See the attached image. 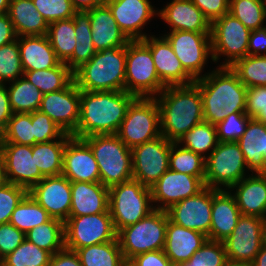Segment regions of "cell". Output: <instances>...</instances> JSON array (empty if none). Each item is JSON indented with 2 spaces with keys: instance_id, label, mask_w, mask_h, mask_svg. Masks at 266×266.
Wrapping results in <instances>:
<instances>
[{
  "instance_id": "6da1fadb",
  "label": "cell",
  "mask_w": 266,
  "mask_h": 266,
  "mask_svg": "<svg viewBox=\"0 0 266 266\" xmlns=\"http://www.w3.org/2000/svg\"><path fill=\"white\" fill-rule=\"evenodd\" d=\"M136 97L123 91L80 90V118L76 138L117 134L127 109Z\"/></svg>"
},
{
  "instance_id": "7a4b0ae2",
  "label": "cell",
  "mask_w": 266,
  "mask_h": 266,
  "mask_svg": "<svg viewBox=\"0 0 266 266\" xmlns=\"http://www.w3.org/2000/svg\"><path fill=\"white\" fill-rule=\"evenodd\" d=\"M194 83L202 97L204 121L217 125L231 113L246 112L247 87L230 67L220 66Z\"/></svg>"
},
{
  "instance_id": "3957f363",
  "label": "cell",
  "mask_w": 266,
  "mask_h": 266,
  "mask_svg": "<svg viewBox=\"0 0 266 266\" xmlns=\"http://www.w3.org/2000/svg\"><path fill=\"white\" fill-rule=\"evenodd\" d=\"M155 99L160 109L161 135L170 142H178L204 121L202 97L195 83L166 86Z\"/></svg>"
},
{
  "instance_id": "277c9868",
  "label": "cell",
  "mask_w": 266,
  "mask_h": 266,
  "mask_svg": "<svg viewBox=\"0 0 266 266\" xmlns=\"http://www.w3.org/2000/svg\"><path fill=\"white\" fill-rule=\"evenodd\" d=\"M126 46L97 51L78 68L74 81L84 91L125 90Z\"/></svg>"
},
{
  "instance_id": "5b68a950",
  "label": "cell",
  "mask_w": 266,
  "mask_h": 266,
  "mask_svg": "<svg viewBox=\"0 0 266 266\" xmlns=\"http://www.w3.org/2000/svg\"><path fill=\"white\" fill-rule=\"evenodd\" d=\"M97 161L100 183L108 188L133 179L132 152L117 134L83 138Z\"/></svg>"
},
{
  "instance_id": "8992f818",
  "label": "cell",
  "mask_w": 266,
  "mask_h": 266,
  "mask_svg": "<svg viewBox=\"0 0 266 266\" xmlns=\"http://www.w3.org/2000/svg\"><path fill=\"white\" fill-rule=\"evenodd\" d=\"M154 210L151 189L135 179L109 188V211L116 232L137 223Z\"/></svg>"
},
{
  "instance_id": "52a82bcc",
  "label": "cell",
  "mask_w": 266,
  "mask_h": 266,
  "mask_svg": "<svg viewBox=\"0 0 266 266\" xmlns=\"http://www.w3.org/2000/svg\"><path fill=\"white\" fill-rule=\"evenodd\" d=\"M165 87L150 48L142 40H130L126 46L125 91L135 97L155 98Z\"/></svg>"
},
{
  "instance_id": "ba28073f",
  "label": "cell",
  "mask_w": 266,
  "mask_h": 266,
  "mask_svg": "<svg viewBox=\"0 0 266 266\" xmlns=\"http://www.w3.org/2000/svg\"><path fill=\"white\" fill-rule=\"evenodd\" d=\"M166 210H154L137 223L117 232V239L125 261L150 251L163 250L168 224Z\"/></svg>"
},
{
  "instance_id": "9c48e42d",
  "label": "cell",
  "mask_w": 266,
  "mask_h": 266,
  "mask_svg": "<svg viewBox=\"0 0 266 266\" xmlns=\"http://www.w3.org/2000/svg\"><path fill=\"white\" fill-rule=\"evenodd\" d=\"M130 149L161 136L160 109L155 98L136 97L117 132Z\"/></svg>"
},
{
  "instance_id": "30bf717a",
  "label": "cell",
  "mask_w": 266,
  "mask_h": 266,
  "mask_svg": "<svg viewBox=\"0 0 266 266\" xmlns=\"http://www.w3.org/2000/svg\"><path fill=\"white\" fill-rule=\"evenodd\" d=\"M205 161V187L229 190L246 177L248 167L237 142H219Z\"/></svg>"
},
{
  "instance_id": "8fae6325",
  "label": "cell",
  "mask_w": 266,
  "mask_h": 266,
  "mask_svg": "<svg viewBox=\"0 0 266 266\" xmlns=\"http://www.w3.org/2000/svg\"><path fill=\"white\" fill-rule=\"evenodd\" d=\"M250 30L229 12L211 23V47L213 62L221 55L225 62L221 67H231L248 55Z\"/></svg>"
},
{
  "instance_id": "7c38bea8",
  "label": "cell",
  "mask_w": 266,
  "mask_h": 266,
  "mask_svg": "<svg viewBox=\"0 0 266 266\" xmlns=\"http://www.w3.org/2000/svg\"><path fill=\"white\" fill-rule=\"evenodd\" d=\"M65 248H79L114 241L117 232L108 210L105 213L69 217L64 222Z\"/></svg>"
},
{
  "instance_id": "4fadbf2b",
  "label": "cell",
  "mask_w": 266,
  "mask_h": 266,
  "mask_svg": "<svg viewBox=\"0 0 266 266\" xmlns=\"http://www.w3.org/2000/svg\"><path fill=\"white\" fill-rule=\"evenodd\" d=\"M171 143L164 136L131 149L133 179L151 188L169 169Z\"/></svg>"
},
{
  "instance_id": "5bb4252c",
  "label": "cell",
  "mask_w": 266,
  "mask_h": 266,
  "mask_svg": "<svg viewBox=\"0 0 266 266\" xmlns=\"http://www.w3.org/2000/svg\"><path fill=\"white\" fill-rule=\"evenodd\" d=\"M211 32L171 31L163 37L169 42L183 68L196 80L201 78L212 55Z\"/></svg>"
},
{
  "instance_id": "9a60e30c",
  "label": "cell",
  "mask_w": 266,
  "mask_h": 266,
  "mask_svg": "<svg viewBox=\"0 0 266 266\" xmlns=\"http://www.w3.org/2000/svg\"><path fill=\"white\" fill-rule=\"evenodd\" d=\"M213 188L205 187L197 195L170 206L166 213L171 222L199 231L210 240Z\"/></svg>"
},
{
  "instance_id": "2e32d148",
  "label": "cell",
  "mask_w": 266,
  "mask_h": 266,
  "mask_svg": "<svg viewBox=\"0 0 266 266\" xmlns=\"http://www.w3.org/2000/svg\"><path fill=\"white\" fill-rule=\"evenodd\" d=\"M39 111L47 114L64 133L72 135L80 118V89L75 81L64 89L44 94Z\"/></svg>"
},
{
  "instance_id": "e0dca14e",
  "label": "cell",
  "mask_w": 266,
  "mask_h": 266,
  "mask_svg": "<svg viewBox=\"0 0 266 266\" xmlns=\"http://www.w3.org/2000/svg\"><path fill=\"white\" fill-rule=\"evenodd\" d=\"M0 152L4 160L7 182L29 191L44 178L35 165L32 146L0 142Z\"/></svg>"
},
{
  "instance_id": "ac0fdd59",
  "label": "cell",
  "mask_w": 266,
  "mask_h": 266,
  "mask_svg": "<svg viewBox=\"0 0 266 266\" xmlns=\"http://www.w3.org/2000/svg\"><path fill=\"white\" fill-rule=\"evenodd\" d=\"M205 177H196L168 169L150 188L156 210H167L173 204L197 195L205 188Z\"/></svg>"
},
{
  "instance_id": "d6986e66",
  "label": "cell",
  "mask_w": 266,
  "mask_h": 266,
  "mask_svg": "<svg viewBox=\"0 0 266 266\" xmlns=\"http://www.w3.org/2000/svg\"><path fill=\"white\" fill-rule=\"evenodd\" d=\"M262 218L241 215L232 233L223 241L227 260L252 263L262 247Z\"/></svg>"
},
{
  "instance_id": "ffe728a7",
  "label": "cell",
  "mask_w": 266,
  "mask_h": 266,
  "mask_svg": "<svg viewBox=\"0 0 266 266\" xmlns=\"http://www.w3.org/2000/svg\"><path fill=\"white\" fill-rule=\"evenodd\" d=\"M49 216L65 222L71 210V182L63 175L44 177L28 191Z\"/></svg>"
},
{
  "instance_id": "44dd1931",
  "label": "cell",
  "mask_w": 266,
  "mask_h": 266,
  "mask_svg": "<svg viewBox=\"0 0 266 266\" xmlns=\"http://www.w3.org/2000/svg\"><path fill=\"white\" fill-rule=\"evenodd\" d=\"M62 175L70 182H100L98 164L90 146L71 136L63 151Z\"/></svg>"
},
{
  "instance_id": "7402d4cb",
  "label": "cell",
  "mask_w": 266,
  "mask_h": 266,
  "mask_svg": "<svg viewBox=\"0 0 266 266\" xmlns=\"http://www.w3.org/2000/svg\"><path fill=\"white\" fill-rule=\"evenodd\" d=\"M105 4L129 40L145 39L147 35L142 32L144 25L158 14L149 0H106Z\"/></svg>"
},
{
  "instance_id": "603a6c76",
  "label": "cell",
  "mask_w": 266,
  "mask_h": 266,
  "mask_svg": "<svg viewBox=\"0 0 266 266\" xmlns=\"http://www.w3.org/2000/svg\"><path fill=\"white\" fill-rule=\"evenodd\" d=\"M142 41L150 48L157 75L165 86L189 85L195 82L163 36H147Z\"/></svg>"
},
{
  "instance_id": "cb8c5ba5",
  "label": "cell",
  "mask_w": 266,
  "mask_h": 266,
  "mask_svg": "<svg viewBox=\"0 0 266 266\" xmlns=\"http://www.w3.org/2000/svg\"><path fill=\"white\" fill-rule=\"evenodd\" d=\"M208 240L205 234L187 229L168 219L164 253L172 264L187 262Z\"/></svg>"
},
{
  "instance_id": "d4e9b609",
  "label": "cell",
  "mask_w": 266,
  "mask_h": 266,
  "mask_svg": "<svg viewBox=\"0 0 266 266\" xmlns=\"http://www.w3.org/2000/svg\"><path fill=\"white\" fill-rule=\"evenodd\" d=\"M157 15L171 31L211 32V23L191 0H172Z\"/></svg>"
},
{
  "instance_id": "484cf974",
  "label": "cell",
  "mask_w": 266,
  "mask_h": 266,
  "mask_svg": "<svg viewBox=\"0 0 266 266\" xmlns=\"http://www.w3.org/2000/svg\"><path fill=\"white\" fill-rule=\"evenodd\" d=\"M69 217L94 215L109 210V188L100 182H71Z\"/></svg>"
},
{
  "instance_id": "4316f807",
  "label": "cell",
  "mask_w": 266,
  "mask_h": 266,
  "mask_svg": "<svg viewBox=\"0 0 266 266\" xmlns=\"http://www.w3.org/2000/svg\"><path fill=\"white\" fill-rule=\"evenodd\" d=\"M86 12L90 15L91 38L97 51L127 46L130 40L120 30L106 4Z\"/></svg>"
},
{
  "instance_id": "83f0119b",
  "label": "cell",
  "mask_w": 266,
  "mask_h": 266,
  "mask_svg": "<svg viewBox=\"0 0 266 266\" xmlns=\"http://www.w3.org/2000/svg\"><path fill=\"white\" fill-rule=\"evenodd\" d=\"M236 189L232 193L241 215L266 216V173L247 175L229 190Z\"/></svg>"
},
{
  "instance_id": "f1b7e54d",
  "label": "cell",
  "mask_w": 266,
  "mask_h": 266,
  "mask_svg": "<svg viewBox=\"0 0 266 266\" xmlns=\"http://www.w3.org/2000/svg\"><path fill=\"white\" fill-rule=\"evenodd\" d=\"M229 190L213 189L210 240L223 242L237 225L241 212Z\"/></svg>"
},
{
  "instance_id": "f546056e",
  "label": "cell",
  "mask_w": 266,
  "mask_h": 266,
  "mask_svg": "<svg viewBox=\"0 0 266 266\" xmlns=\"http://www.w3.org/2000/svg\"><path fill=\"white\" fill-rule=\"evenodd\" d=\"M23 72L57 67V58L46 35L18 37Z\"/></svg>"
},
{
  "instance_id": "4dcf8cb0",
  "label": "cell",
  "mask_w": 266,
  "mask_h": 266,
  "mask_svg": "<svg viewBox=\"0 0 266 266\" xmlns=\"http://www.w3.org/2000/svg\"><path fill=\"white\" fill-rule=\"evenodd\" d=\"M237 143L248 170L252 174L266 173V124L251 118Z\"/></svg>"
},
{
  "instance_id": "1f68e13d",
  "label": "cell",
  "mask_w": 266,
  "mask_h": 266,
  "mask_svg": "<svg viewBox=\"0 0 266 266\" xmlns=\"http://www.w3.org/2000/svg\"><path fill=\"white\" fill-rule=\"evenodd\" d=\"M7 14L18 37L47 34L49 25L32 0H10Z\"/></svg>"
},
{
  "instance_id": "d6a6232c",
  "label": "cell",
  "mask_w": 266,
  "mask_h": 266,
  "mask_svg": "<svg viewBox=\"0 0 266 266\" xmlns=\"http://www.w3.org/2000/svg\"><path fill=\"white\" fill-rule=\"evenodd\" d=\"M76 45L73 55L65 62L74 73L97 53L91 35L90 15L86 11H77L73 15Z\"/></svg>"
},
{
  "instance_id": "836d02e7",
  "label": "cell",
  "mask_w": 266,
  "mask_h": 266,
  "mask_svg": "<svg viewBox=\"0 0 266 266\" xmlns=\"http://www.w3.org/2000/svg\"><path fill=\"white\" fill-rule=\"evenodd\" d=\"M72 135L64 133L59 139L32 145L35 165L44 177L62 175L63 151Z\"/></svg>"
},
{
  "instance_id": "e575fe53",
  "label": "cell",
  "mask_w": 266,
  "mask_h": 266,
  "mask_svg": "<svg viewBox=\"0 0 266 266\" xmlns=\"http://www.w3.org/2000/svg\"><path fill=\"white\" fill-rule=\"evenodd\" d=\"M82 266H123L124 260L118 239L75 251Z\"/></svg>"
},
{
  "instance_id": "d590c367",
  "label": "cell",
  "mask_w": 266,
  "mask_h": 266,
  "mask_svg": "<svg viewBox=\"0 0 266 266\" xmlns=\"http://www.w3.org/2000/svg\"><path fill=\"white\" fill-rule=\"evenodd\" d=\"M23 76L43 95L64 89L74 80L73 72L63 62L50 69L25 71Z\"/></svg>"
},
{
  "instance_id": "8d00e7d4",
  "label": "cell",
  "mask_w": 266,
  "mask_h": 266,
  "mask_svg": "<svg viewBox=\"0 0 266 266\" xmlns=\"http://www.w3.org/2000/svg\"><path fill=\"white\" fill-rule=\"evenodd\" d=\"M10 83L7 90L14 113H32L39 110L43 94L34 84L24 76Z\"/></svg>"
},
{
  "instance_id": "74e56055",
  "label": "cell",
  "mask_w": 266,
  "mask_h": 266,
  "mask_svg": "<svg viewBox=\"0 0 266 266\" xmlns=\"http://www.w3.org/2000/svg\"><path fill=\"white\" fill-rule=\"evenodd\" d=\"M28 241L52 255L65 248L64 222L51 218L25 234Z\"/></svg>"
},
{
  "instance_id": "f35d334b",
  "label": "cell",
  "mask_w": 266,
  "mask_h": 266,
  "mask_svg": "<svg viewBox=\"0 0 266 266\" xmlns=\"http://www.w3.org/2000/svg\"><path fill=\"white\" fill-rule=\"evenodd\" d=\"M46 36L57 58L65 63L73 55L76 45L73 18L57 20L49 24Z\"/></svg>"
},
{
  "instance_id": "ab89813d",
  "label": "cell",
  "mask_w": 266,
  "mask_h": 266,
  "mask_svg": "<svg viewBox=\"0 0 266 266\" xmlns=\"http://www.w3.org/2000/svg\"><path fill=\"white\" fill-rule=\"evenodd\" d=\"M177 143L184 144L182 147L206 158L205 153H211L219 143L216 125L202 121L193 126Z\"/></svg>"
},
{
  "instance_id": "60d3db41",
  "label": "cell",
  "mask_w": 266,
  "mask_h": 266,
  "mask_svg": "<svg viewBox=\"0 0 266 266\" xmlns=\"http://www.w3.org/2000/svg\"><path fill=\"white\" fill-rule=\"evenodd\" d=\"M50 219L48 212L27 194L13 211L9 223L26 234Z\"/></svg>"
},
{
  "instance_id": "b9f144b4",
  "label": "cell",
  "mask_w": 266,
  "mask_h": 266,
  "mask_svg": "<svg viewBox=\"0 0 266 266\" xmlns=\"http://www.w3.org/2000/svg\"><path fill=\"white\" fill-rule=\"evenodd\" d=\"M205 157L172 142L169 169L196 177H205Z\"/></svg>"
},
{
  "instance_id": "7bdbcfd3",
  "label": "cell",
  "mask_w": 266,
  "mask_h": 266,
  "mask_svg": "<svg viewBox=\"0 0 266 266\" xmlns=\"http://www.w3.org/2000/svg\"><path fill=\"white\" fill-rule=\"evenodd\" d=\"M229 13L250 31L263 28L266 20V0H230Z\"/></svg>"
},
{
  "instance_id": "ee69618b",
  "label": "cell",
  "mask_w": 266,
  "mask_h": 266,
  "mask_svg": "<svg viewBox=\"0 0 266 266\" xmlns=\"http://www.w3.org/2000/svg\"><path fill=\"white\" fill-rule=\"evenodd\" d=\"M52 254L25 239L0 260V266H48Z\"/></svg>"
},
{
  "instance_id": "f6af8a7d",
  "label": "cell",
  "mask_w": 266,
  "mask_h": 266,
  "mask_svg": "<svg viewBox=\"0 0 266 266\" xmlns=\"http://www.w3.org/2000/svg\"><path fill=\"white\" fill-rule=\"evenodd\" d=\"M230 68L247 88L266 86V55H247Z\"/></svg>"
},
{
  "instance_id": "bcb514c9",
  "label": "cell",
  "mask_w": 266,
  "mask_h": 266,
  "mask_svg": "<svg viewBox=\"0 0 266 266\" xmlns=\"http://www.w3.org/2000/svg\"><path fill=\"white\" fill-rule=\"evenodd\" d=\"M0 142L34 145L32 113H14L0 134Z\"/></svg>"
},
{
  "instance_id": "7dc6e473",
  "label": "cell",
  "mask_w": 266,
  "mask_h": 266,
  "mask_svg": "<svg viewBox=\"0 0 266 266\" xmlns=\"http://www.w3.org/2000/svg\"><path fill=\"white\" fill-rule=\"evenodd\" d=\"M19 54L18 37L16 40L0 47V84L13 82L23 76Z\"/></svg>"
},
{
  "instance_id": "c3c4849f",
  "label": "cell",
  "mask_w": 266,
  "mask_h": 266,
  "mask_svg": "<svg viewBox=\"0 0 266 266\" xmlns=\"http://www.w3.org/2000/svg\"><path fill=\"white\" fill-rule=\"evenodd\" d=\"M226 261L223 242L208 239L187 263L191 266H223Z\"/></svg>"
},
{
  "instance_id": "681fc988",
  "label": "cell",
  "mask_w": 266,
  "mask_h": 266,
  "mask_svg": "<svg viewBox=\"0 0 266 266\" xmlns=\"http://www.w3.org/2000/svg\"><path fill=\"white\" fill-rule=\"evenodd\" d=\"M251 117L246 112H235L224 118L217 125L219 142H237L245 132L246 126Z\"/></svg>"
},
{
  "instance_id": "f907efd6",
  "label": "cell",
  "mask_w": 266,
  "mask_h": 266,
  "mask_svg": "<svg viewBox=\"0 0 266 266\" xmlns=\"http://www.w3.org/2000/svg\"><path fill=\"white\" fill-rule=\"evenodd\" d=\"M37 8L49 24L57 20L72 18L77 10L73 7L71 0H32Z\"/></svg>"
},
{
  "instance_id": "816d5d0a",
  "label": "cell",
  "mask_w": 266,
  "mask_h": 266,
  "mask_svg": "<svg viewBox=\"0 0 266 266\" xmlns=\"http://www.w3.org/2000/svg\"><path fill=\"white\" fill-rule=\"evenodd\" d=\"M27 194L25 188L10 182L0 186V224L9 223L13 211Z\"/></svg>"
},
{
  "instance_id": "f5cc1de1",
  "label": "cell",
  "mask_w": 266,
  "mask_h": 266,
  "mask_svg": "<svg viewBox=\"0 0 266 266\" xmlns=\"http://www.w3.org/2000/svg\"><path fill=\"white\" fill-rule=\"evenodd\" d=\"M35 144L59 139L64 131L47 115L39 110L32 112Z\"/></svg>"
},
{
  "instance_id": "db71d44e",
  "label": "cell",
  "mask_w": 266,
  "mask_h": 266,
  "mask_svg": "<svg viewBox=\"0 0 266 266\" xmlns=\"http://www.w3.org/2000/svg\"><path fill=\"white\" fill-rule=\"evenodd\" d=\"M246 114L266 124V86L247 88Z\"/></svg>"
},
{
  "instance_id": "11a10c76",
  "label": "cell",
  "mask_w": 266,
  "mask_h": 266,
  "mask_svg": "<svg viewBox=\"0 0 266 266\" xmlns=\"http://www.w3.org/2000/svg\"><path fill=\"white\" fill-rule=\"evenodd\" d=\"M25 239V233L11 223L0 224V260L13 252Z\"/></svg>"
},
{
  "instance_id": "9f6ffc18",
  "label": "cell",
  "mask_w": 266,
  "mask_h": 266,
  "mask_svg": "<svg viewBox=\"0 0 266 266\" xmlns=\"http://www.w3.org/2000/svg\"><path fill=\"white\" fill-rule=\"evenodd\" d=\"M210 23L229 12L230 0H191Z\"/></svg>"
},
{
  "instance_id": "6f0895ef",
  "label": "cell",
  "mask_w": 266,
  "mask_h": 266,
  "mask_svg": "<svg viewBox=\"0 0 266 266\" xmlns=\"http://www.w3.org/2000/svg\"><path fill=\"white\" fill-rule=\"evenodd\" d=\"M128 262L132 266H170L172 264L164 250L144 252L134 256Z\"/></svg>"
},
{
  "instance_id": "680465c9",
  "label": "cell",
  "mask_w": 266,
  "mask_h": 266,
  "mask_svg": "<svg viewBox=\"0 0 266 266\" xmlns=\"http://www.w3.org/2000/svg\"><path fill=\"white\" fill-rule=\"evenodd\" d=\"M264 51V53L262 52ZM261 52V53H260ZM266 25L250 32L248 55H266Z\"/></svg>"
},
{
  "instance_id": "91938a15",
  "label": "cell",
  "mask_w": 266,
  "mask_h": 266,
  "mask_svg": "<svg viewBox=\"0 0 266 266\" xmlns=\"http://www.w3.org/2000/svg\"><path fill=\"white\" fill-rule=\"evenodd\" d=\"M48 266H82L75 251L62 249L51 256Z\"/></svg>"
},
{
  "instance_id": "94428289",
  "label": "cell",
  "mask_w": 266,
  "mask_h": 266,
  "mask_svg": "<svg viewBox=\"0 0 266 266\" xmlns=\"http://www.w3.org/2000/svg\"><path fill=\"white\" fill-rule=\"evenodd\" d=\"M6 84H0V134L6 128L14 112L10 106Z\"/></svg>"
},
{
  "instance_id": "6125c7cd",
  "label": "cell",
  "mask_w": 266,
  "mask_h": 266,
  "mask_svg": "<svg viewBox=\"0 0 266 266\" xmlns=\"http://www.w3.org/2000/svg\"><path fill=\"white\" fill-rule=\"evenodd\" d=\"M17 37L8 14L0 15V47L16 40Z\"/></svg>"
},
{
  "instance_id": "be15d7a7",
  "label": "cell",
  "mask_w": 266,
  "mask_h": 266,
  "mask_svg": "<svg viewBox=\"0 0 266 266\" xmlns=\"http://www.w3.org/2000/svg\"><path fill=\"white\" fill-rule=\"evenodd\" d=\"M71 2L77 11H87L105 5L106 0H71Z\"/></svg>"
},
{
  "instance_id": "e7e4bbea",
  "label": "cell",
  "mask_w": 266,
  "mask_h": 266,
  "mask_svg": "<svg viewBox=\"0 0 266 266\" xmlns=\"http://www.w3.org/2000/svg\"><path fill=\"white\" fill-rule=\"evenodd\" d=\"M252 266H266V247H261L260 251L256 254Z\"/></svg>"
},
{
  "instance_id": "03108f58",
  "label": "cell",
  "mask_w": 266,
  "mask_h": 266,
  "mask_svg": "<svg viewBox=\"0 0 266 266\" xmlns=\"http://www.w3.org/2000/svg\"><path fill=\"white\" fill-rule=\"evenodd\" d=\"M6 182L7 181L5 178L4 160H3L2 154L0 152V186Z\"/></svg>"
},
{
  "instance_id": "003e7915",
  "label": "cell",
  "mask_w": 266,
  "mask_h": 266,
  "mask_svg": "<svg viewBox=\"0 0 266 266\" xmlns=\"http://www.w3.org/2000/svg\"><path fill=\"white\" fill-rule=\"evenodd\" d=\"M261 241H262V247H266V216L262 218Z\"/></svg>"
},
{
  "instance_id": "a7ac6f4b",
  "label": "cell",
  "mask_w": 266,
  "mask_h": 266,
  "mask_svg": "<svg viewBox=\"0 0 266 266\" xmlns=\"http://www.w3.org/2000/svg\"><path fill=\"white\" fill-rule=\"evenodd\" d=\"M10 0H0V15L7 13Z\"/></svg>"
},
{
  "instance_id": "89a4df30",
  "label": "cell",
  "mask_w": 266,
  "mask_h": 266,
  "mask_svg": "<svg viewBox=\"0 0 266 266\" xmlns=\"http://www.w3.org/2000/svg\"><path fill=\"white\" fill-rule=\"evenodd\" d=\"M223 266H252V265L246 262H233V261L227 260Z\"/></svg>"
},
{
  "instance_id": "2644e50d",
  "label": "cell",
  "mask_w": 266,
  "mask_h": 266,
  "mask_svg": "<svg viewBox=\"0 0 266 266\" xmlns=\"http://www.w3.org/2000/svg\"><path fill=\"white\" fill-rule=\"evenodd\" d=\"M180 266H191L190 264H188L187 262L181 263Z\"/></svg>"
},
{
  "instance_id": "8c879c8a",
  "label": "cell",
  "mask_w": 266,
  "mask_h": 266,
  "mask_svg": "<svg viewBox=\"0 0 266 266\" xmlns=\"http://www.w3.org/2000/svg\"><path fill=\"white\" fill-rule=\"evenodd\" d=\"M123 266H132L128 261H126Z\"/></svg>"
},
{
  "instance_id": "753ad0ef",
  "label": "cell",
  "mask_w": 266,
  "mask_h": 266,
  "mask_svg": "<svg viewBox=\"0 0 266 266\" xmlns=\"http://www.w3.org/2000/svg\"><path fill=\"white\" fill-rule=\"evenodd\" d=\"M170 266H180V264H171Z\"/></svg>"
}]
</instances>
